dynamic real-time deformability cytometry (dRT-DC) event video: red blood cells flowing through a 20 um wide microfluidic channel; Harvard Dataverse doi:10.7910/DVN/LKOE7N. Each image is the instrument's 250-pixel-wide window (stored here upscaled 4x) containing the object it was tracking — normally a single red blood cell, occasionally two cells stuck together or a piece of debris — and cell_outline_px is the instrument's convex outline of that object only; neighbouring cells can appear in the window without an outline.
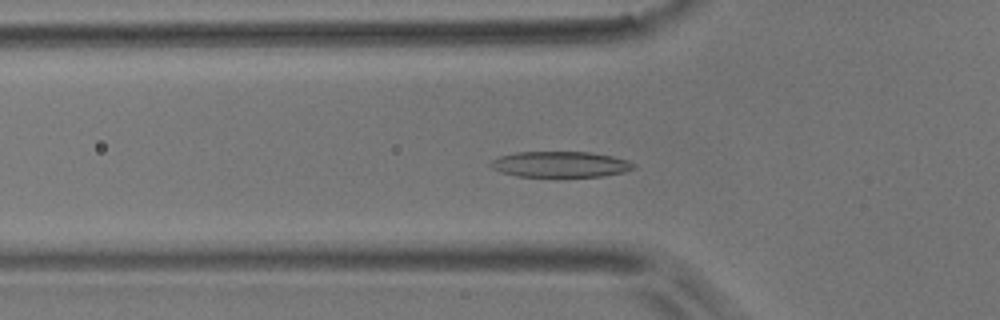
{"species": "common noctule bat (a hibernating species)", "species_latin": "Nyctalus noctula", "temperature_condition": "room temperature", "stored_images_in_passage": 52, "camera_frame_rate_fps": 3000, "um_per_image_px": 0.085, "animal": {"sex": "male", "body_mass_g": 17.9}, "frame": {"image": 1, "passage_image": 17, "time_ms": 5.333, "image_size_px": [1000, 320], "cell_outline_px": [[636, 168], [624, 172], [604, 176], [516, 176], [500, 172], [492, 168], [488, 164], [492, 160], [500, 156], [516, 152], [588, 152], [612, 156], [628, 160], [636, 164]], "centroid_in_image_um": [47.64, 13.96], "position_along_channel_um": 78.2, "area_um2": 21.5}}
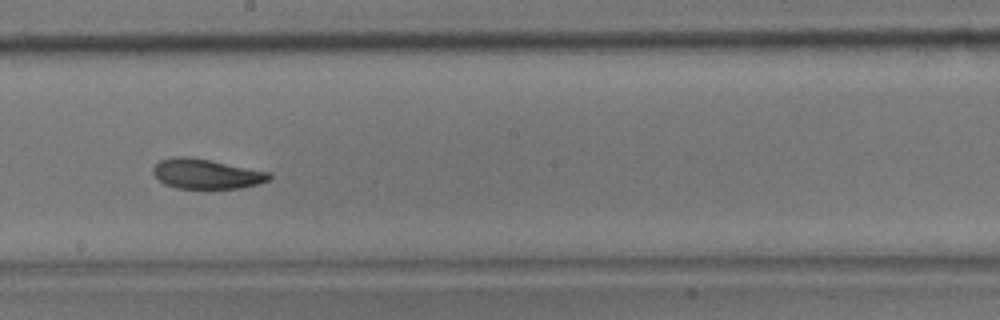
{"frame": {"image": 2, "passage_image": 29, "time_ms": 9.333, "image_size_px": [1000, 320], "cell_outline_px": [[272, 180], [240, 188], [176, 188], [164, 184], [152, 172], [152, 168], [160, 160], [172, 156], [188, 156], [268, 172], [272, 176]], "centroid_in_image_um": [17.5, 14.78], "position_along_channel_um": 230.7, "area_um2": 20.0}}
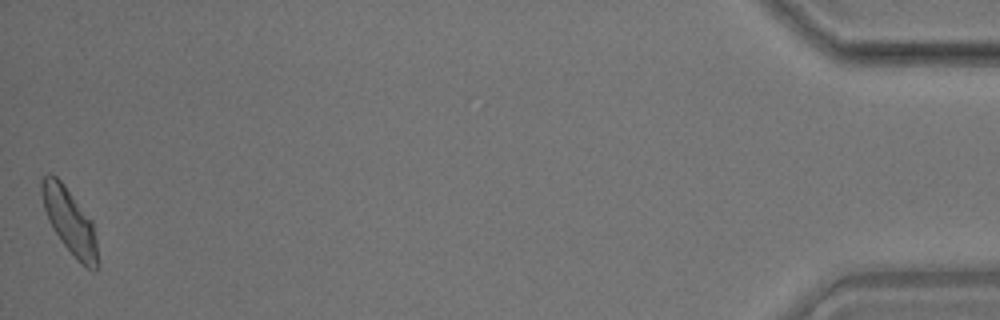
{"frame": {"image": 3, "passage_image": 52, "time_ms": 17.0, "image_size_px": [1000, 320], "cell_outline_px": [[96, 272], [88, 268], [76, 260], [60, 240], [52, 228], [48, 220], [44, 208], [40, 192], [40, 180], [48, 172], [56, 176], [64, 184], [92, 220], [96, 240]], "centroid_in_image_um": [5.88, 18.76], "position_along_channel_um": 429.3, "area_um2": 21.21}, "authors_computed_cell_mechanics": {"area_um2": 20.9525, "velocity_mm_per_s": 3.7968, "shape_relaxation_time_tau1_ms": 3.4912, "shape_relaxation_time_tau2_ms": 3.4423, "deformation_change_tau1": 0.1397, "deformation_change_tau2": 0.0914}}